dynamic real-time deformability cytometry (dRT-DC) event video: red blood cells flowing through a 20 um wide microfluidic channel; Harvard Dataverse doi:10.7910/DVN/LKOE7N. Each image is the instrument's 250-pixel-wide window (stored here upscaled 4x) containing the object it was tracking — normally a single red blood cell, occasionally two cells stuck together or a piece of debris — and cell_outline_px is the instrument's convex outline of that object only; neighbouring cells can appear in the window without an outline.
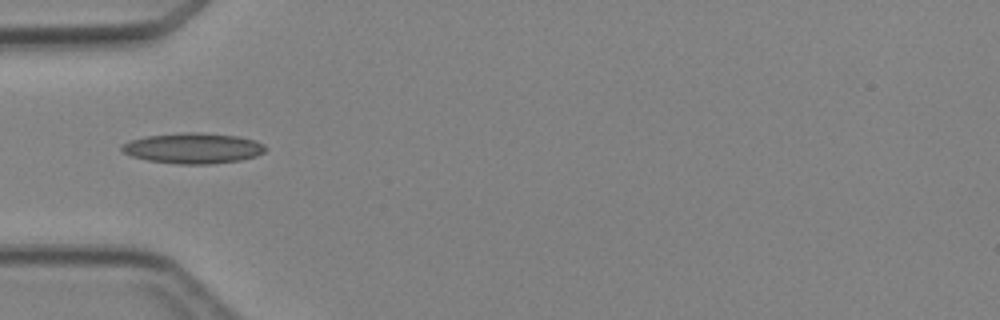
{"species": "Egyptian fruit bat (a non-hibernating species)", "species_latin": "Rousettus aegyptiacus", "temperature_condition": "cold", "stored_images_in_passage": 4, "camera_frame_rate_fps": 3000, "um_per_image_px": 0.085, "animal": {"sex": "female"}, "frame": {"image": 1, "passage_image": 4, "time_ms": 3.667, "image_size_px": [1000, 320], "cell_outline_px": [[268, 148], [264, 152], [256, 156], [240, 160], [208, 164], [176, 164], [148, 160], [132, 156], [124, 152], [120, 148], [120, 144], [132, 140], [148, 136], [184, 132], [200, 132], [240, 136], [256, 140], [264, 144]], "centroid_in_image_um": [16.45, 12.59], "position_along_channel_um": 68.5, "area_um2": 25.66}}